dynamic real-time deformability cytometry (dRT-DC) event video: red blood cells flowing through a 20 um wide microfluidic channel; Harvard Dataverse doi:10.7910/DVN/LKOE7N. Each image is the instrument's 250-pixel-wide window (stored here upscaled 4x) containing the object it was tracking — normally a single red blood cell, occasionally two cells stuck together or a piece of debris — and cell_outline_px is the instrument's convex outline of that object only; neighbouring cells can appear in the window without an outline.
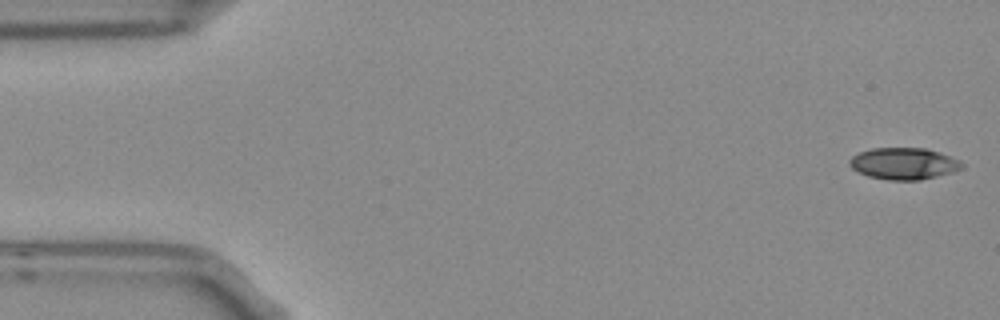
{"species": "Egyptian fruit bat (a non-hibernating species)", "species_latin": "Rousettus aegyptiacus", "temperature_condition": "room temperature", "stored_images_in_passage": 4, "camera_frame_rate_fps": 3000, "um_per_image_px": 0.085, "frame": {"image": 1, "passage_image": 1, "time_ms": 0.0, "image_size_px": [1000, 320], "cell_outline_px": [[964, 168], [956, 172], [920, 180], [888, 180], [868, 176], [856, 172], [848, 164], [848, 160], [852, 156], [860, 152], [872, 148], [924, 148], [940, 152], [960, 160], [964, 164]], "centroid_in_image_um": [76.84, 13.91], "position_along_channel_um": 8.2, "area_um2": 21.1}}
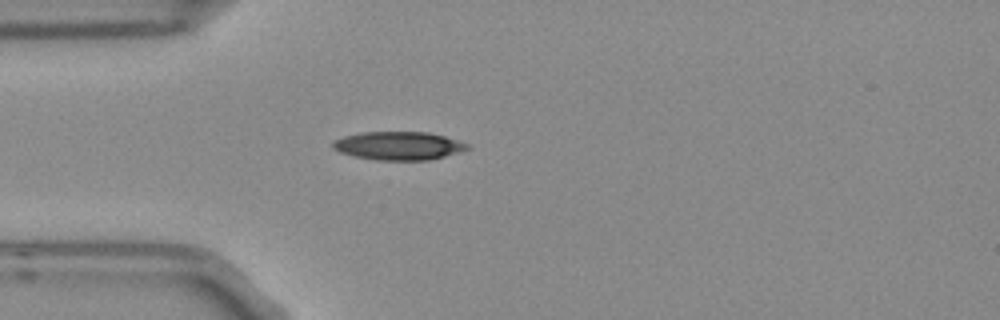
{"frame": {"image": 2, "passage_image": 4, "time_ms": 1.0, "image_size_px": [1000, 320], "cell_outline_px": [[468, 148], [444, 156], [428, 160], [376, 160], [356, 156], [340, 152], [332, 148], [332, 140], [344, 136], [360, 132], [428, 132], [444, 136], [468, 144]], "centroid_in_image_um": [33.81, 12.38], "position_along_channel_um": 51.2, "area_um2": 21.96}}